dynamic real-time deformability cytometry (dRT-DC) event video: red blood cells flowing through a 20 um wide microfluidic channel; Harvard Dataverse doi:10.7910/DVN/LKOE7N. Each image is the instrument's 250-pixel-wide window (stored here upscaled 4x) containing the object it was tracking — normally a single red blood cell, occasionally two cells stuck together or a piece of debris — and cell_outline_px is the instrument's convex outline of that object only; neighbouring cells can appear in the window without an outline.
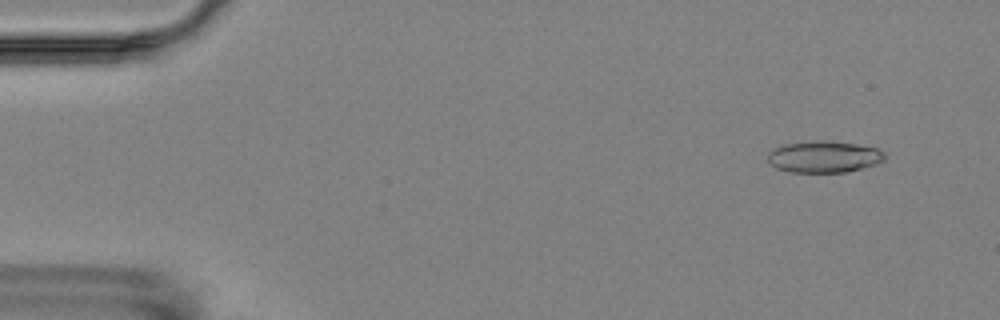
{"species": "Egyptian fruit bat (a non-hibernating species)", "species_latin": "Rousettus aegyptiacus", "temperature_condition": "room temperature", "stored_images_in_passage": 6, "camera_frame_rate_fps": 3000, "um_per_image_px": 0.085, "animal": {"sex": "female"}, "frame": {"image": 1, "passage_image": 2, "time_ms": 1.0, "image_size_px": [1000, 320], "cell_outline_px": [[884, 160], [876, 164], [844, 172], [788, 172], [776, 168], [768, 160], [768, 152], [772, 148], [780, 144], [816, 140], [824, 140], [856, 144], [876, 148], [884, 152]], "centroid_in_image_um": [69.98, 13.31], "position_along_channel_um": 15.0, "area_um2": 21.62}}